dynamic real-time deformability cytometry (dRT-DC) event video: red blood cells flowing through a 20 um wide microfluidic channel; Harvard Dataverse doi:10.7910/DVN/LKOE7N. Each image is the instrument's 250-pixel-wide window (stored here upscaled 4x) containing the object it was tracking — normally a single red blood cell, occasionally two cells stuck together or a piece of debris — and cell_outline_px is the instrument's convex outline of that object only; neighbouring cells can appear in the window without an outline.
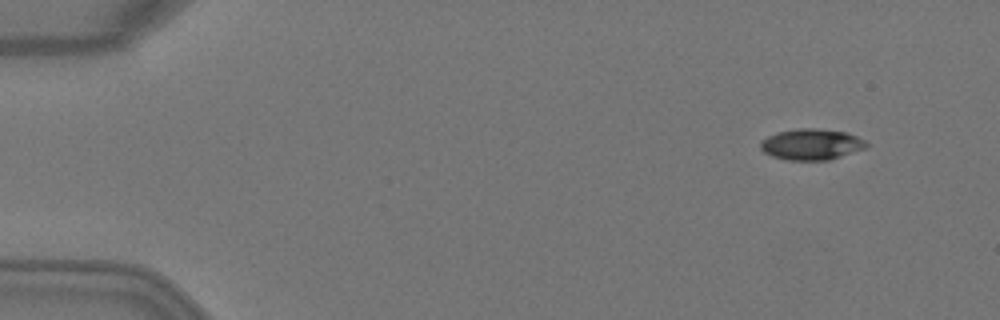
{"species": "Egyptian fruit bat (a non-hibernating species)", "species_latin": "Rousettus aegyptiacus", "temperature_condition": "warm", "stored_images_in_passage": 4, "camera_frame_rate_fps": 3000, "um_per_image_px": 0.085, "animal": {"sex": "female"}, "frame": {"image": 1, "passage_image": 1, "time_ms": 0.0, "image_size_px": [1000, 320], "cell_outline_px": [[868, 144], [864, 148], [828, 160], [788, 160], [772, 156], [764, 152], [760, 148], [760, 140], [776, 132], [796, 128], [816, 128], [848, 132], [864, 140]], "centroid_in_image_um": [68.92, 12.25], "position_along_channel_um": 16.1, "area_um2": 19.13}}